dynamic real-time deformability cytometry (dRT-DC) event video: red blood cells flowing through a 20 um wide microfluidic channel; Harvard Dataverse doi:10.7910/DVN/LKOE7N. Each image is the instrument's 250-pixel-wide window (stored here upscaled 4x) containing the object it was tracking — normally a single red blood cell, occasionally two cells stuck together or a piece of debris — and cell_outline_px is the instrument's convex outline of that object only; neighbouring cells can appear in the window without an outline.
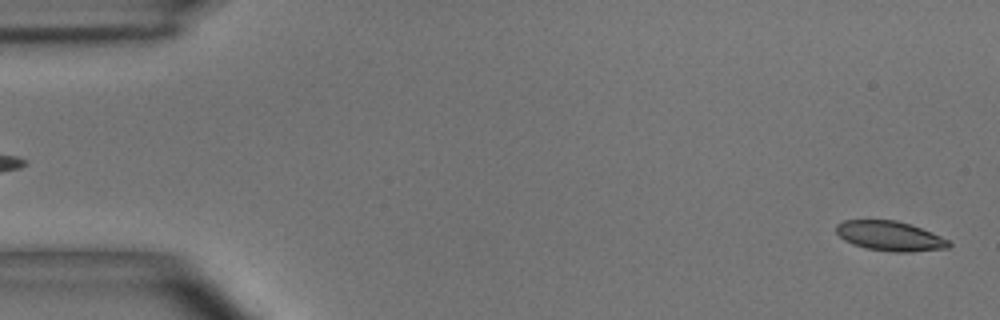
{"species": "common noctule bat (a hibernating species)", "species_latin": "Nyctalus noctula", "temperature_condition": "room temperature", "stored_images_in_passage": 55, "camera_frame_rate_fps": 3000, "um_per_image_px": 0.085, "animal": {"sex": "male", "body_mass_g": 15.6}, "frame": {"image": 1, "passage_image": 2, "time_ms": 0.333, "image_size_px": [1000, 320], "cell_outline_px": [[952, 244], [948, 248], [912, 252], [892, 252], [864, 248], [852, 244], [844, 240], [836, 232], [836, 224], [844, 220], [896, 220], [932, 232], [948, 240]], "centroid_in_image_um": [75.63, 20.07], "position_along_channel_um": 9.4, "area_um2": 19.54}}
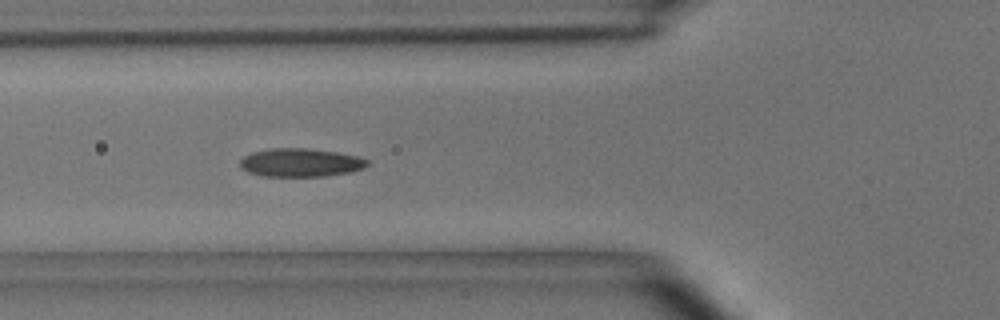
{"frame": {"image": 2, "passage_image": 20, "time_ms": 6.333, "image_size_px": [1000, 320], "cell_outline_px": [[368, 164], [364, 168], [348, 172], [324, 176], [264, 176], [248, 172], [240, 168], [240, 160], [244, 156], [252, 152], [272, 148], [308, 148], [336, 152], [360, 156], [368, 160]], "centroid_in_image_um": [25.54, 13.81], "position_along_channel_um": 100.3, "area_um2": 21.04}}
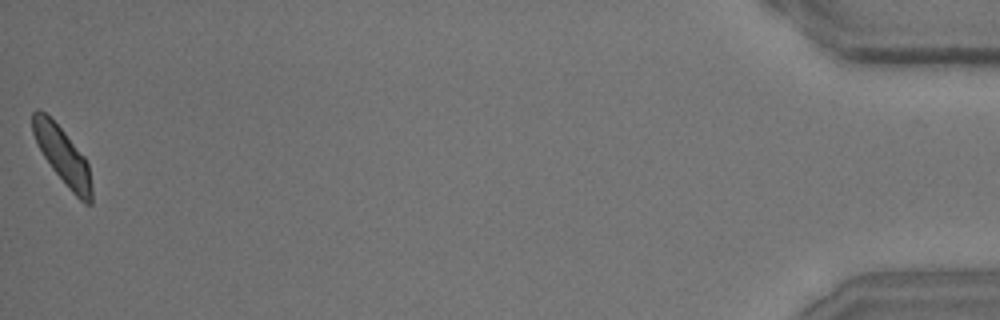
{"frame": {"image": 3, "passage_image": 55, "time_ms": 18.0, "image_size_px": [1000, 320], "cell_outline_px": [[92, 204], [84, 204], [72, 192], [52, 168], [44, 156], [32, 132], [32, 112], [36, 108], [44, 112], [64, 132], [84, 156], [88, 164], [92, 188]], "centroid_in_image_um": [5.34, 13.26], "position_along_channel_um": 429.9, "area_um2": 19.13}, "authors_computed_cell_mechanics": {"area_um2": 20.1722, "velocity_mm_per_s": 3.6406, "shape_relaxation_time_tau1_ms": 4.4519, "shape_relaxation_time_tau2_ms": 1.8567, "deformation_change_tau1": 0.1145, "deformation_change_tau2": 0.0719}}